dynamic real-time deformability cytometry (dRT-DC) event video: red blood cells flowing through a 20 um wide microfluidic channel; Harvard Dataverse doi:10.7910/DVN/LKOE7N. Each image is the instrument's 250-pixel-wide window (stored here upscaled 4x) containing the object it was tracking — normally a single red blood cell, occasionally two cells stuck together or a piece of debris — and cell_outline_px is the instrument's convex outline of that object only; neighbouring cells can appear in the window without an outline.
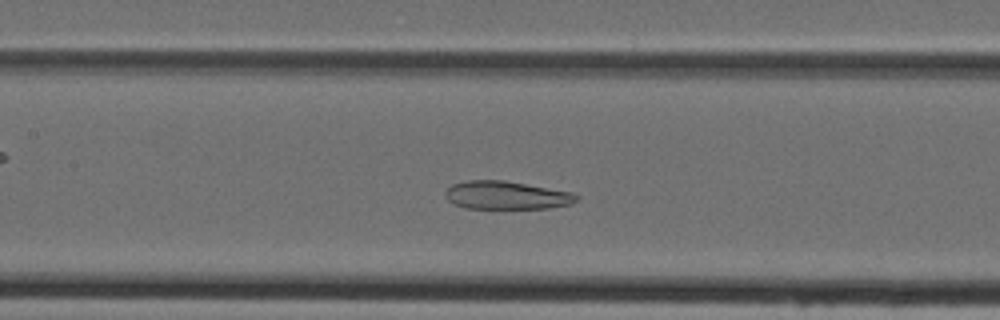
{"species": "Egyptian fruit bat (a non-hibernating species)", "species_latin": "Rousettus aegyptiacus", "temperature_condition": "cold", "stored_images_in_passage": 42, "camera_frame_rate_fps": 3000, "um_per_image_px": 0.085, "animal": {"sex": "female"}, "frame": {"image": 1, "passage_image": 16, "time_ms": 5.0, "image_size_px": [1000, 320], "cell_outline_px": [[580, 200], [572, 204], [548, 208], [468, 208], [456, 204], [448, 200], [444, 196], [444, 192], [452, 184], [468, 180], [504, 180], [572, 192], [580, 196]], "centroid_in_image_um": [43.08, 16.59], "position_along_channel_um": 164.3, "area_um2": 21.56}}
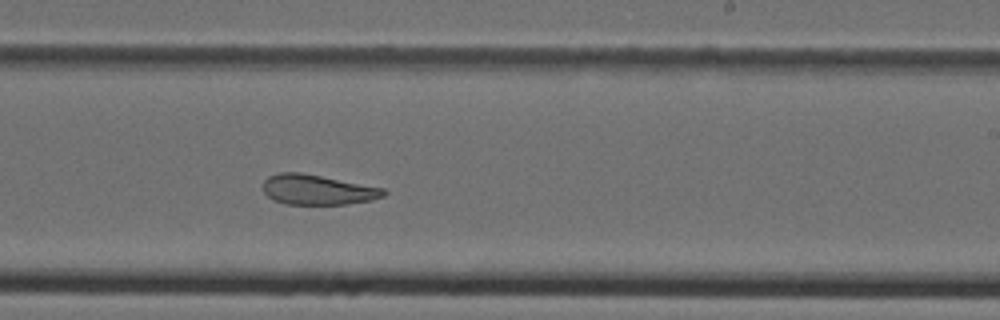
{"frame": {"image": 2, "passage_image": 23, "time_ms": 7.333, "image_size_px": [1000, 320], "cell_outline_px": [[388, 192], [384, 196], [372, 200], [344, 204], [284, 204], [272, 200], [264, 192], [264, 180], [268, 176], [280, 172], [300, 172], [384, 188]], "centroid_in_image_um": [26.98, 16.13], "position_along_channel_um": 262.0, "area_um2": 21.1}}
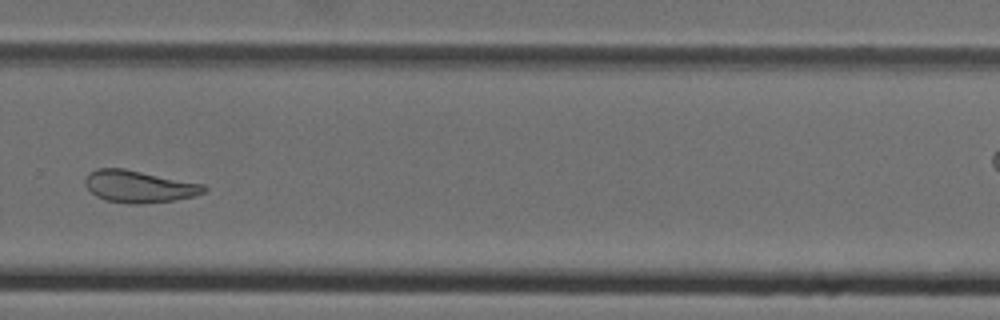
{"frame": {"image": 3, "passage_image": 27, "time_ms": 8.667, "image_size_px": [1000, 320], "cell_outline_px": [[208, 188], [204, 192], [196, 196], [172, 200], [140, 204], [128, 204], [104, 200], [96, 196], [84, 184], [84, 180], [88, 172], [96, 168], [124, 168], [204, 184]], "centroid_in_image_um": [11.79, 15.85], "position_along_channel_um": 318.0, "area_um2": 22.37}}